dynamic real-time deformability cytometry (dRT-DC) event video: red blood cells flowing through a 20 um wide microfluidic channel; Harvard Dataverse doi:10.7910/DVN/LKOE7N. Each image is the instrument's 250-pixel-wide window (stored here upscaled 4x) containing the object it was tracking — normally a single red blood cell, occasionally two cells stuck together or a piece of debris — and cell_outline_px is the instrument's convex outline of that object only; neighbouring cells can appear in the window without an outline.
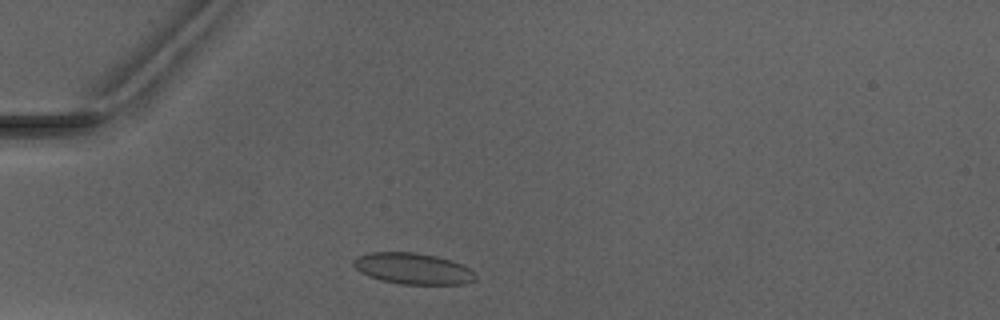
{"species": "Egyptian fruit bat (a non-hibernating species)", "species_latin": "Rousettus aegyptiacus", "temperature_condition": "warm", "stored_images_in_passage": 1, "camera_frame_rate_fps": 3000, "um_per_image_px": 0.085, "animal": {"sex": "male"}, "frame": {"image": 1, "passage_image": 1, "time_ms": 0.0, "image_size_px": [1000, 320], "cell_outline_px": [[476, 280], [464, 284], [400, 284], [380, 280], [360, 272], [352, 264], [352, 260], [356, 256], [368, 252], [416, 252], [436, 256], [452, 260], [476, 272]], "centroid_in_image_um": [35.09, 22.82], "position_along_channel_um": 49.9, "area_um2": 22.37}}